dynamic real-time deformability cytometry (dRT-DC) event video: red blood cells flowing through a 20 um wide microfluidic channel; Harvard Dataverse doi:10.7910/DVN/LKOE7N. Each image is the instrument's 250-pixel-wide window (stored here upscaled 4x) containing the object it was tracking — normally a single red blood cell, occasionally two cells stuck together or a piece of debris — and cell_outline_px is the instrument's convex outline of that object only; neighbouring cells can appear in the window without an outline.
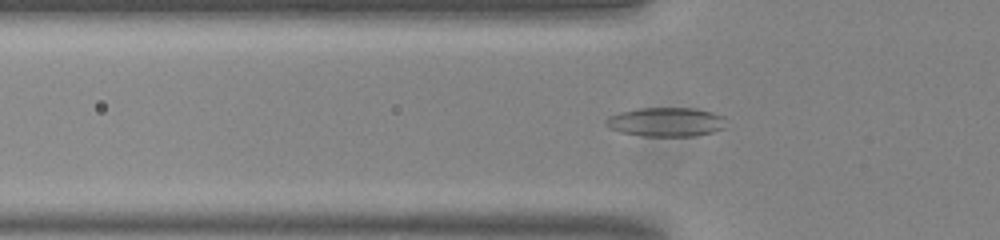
{"species": "common noctule bat (a hibernating species)", "species_latin": "Nyctalus noctula", "temperature_condition": "room temperature", "stored_images_in_passage": 53, "camera_frame_rate_fps": 3000, "um_per_image_px": 0.085, "animal": {"sex": "male", "body_mass_g": 20.0, "forearm_length_mm": 53.3}, "frame": {"image": 1, "passage_image": 17, "time_ms": 5.333, "image_size_px": [1000, 240], "cell_outline_px": [[724, 128], [712, 132], [696, 136], [644, 136], [620, 132], [604, 124], [604, 120], [608, 116], [620, 112], [636, 108], [696, 108], [712, 112], [724, 116]], "centroid_in_image_um": [56.59, 10.36], "position_along_channel_um": 69.2, "area_um2": 20.46}}
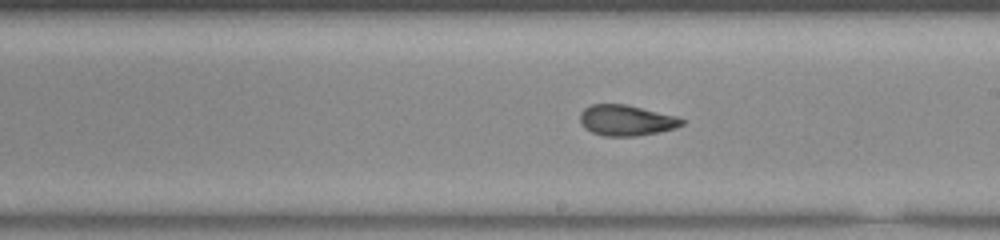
{"frame": {"image": 2, "passage_image": 30, "time_ms": 9.667, "image_size_px": [1000, 240], "cell_outline_px": [[684, 124], [676, 128], [636, 136], [604, 136], [592, 132], [584, 128], [580, 124], [580, 112], [584, 108], [592, 104], [624, 104], [676, 116], [684, 120]], "centroid_in_image_um": [53.19, 10.23], "position_along_channel_um": 235.8, "area_um2": 18.15}}
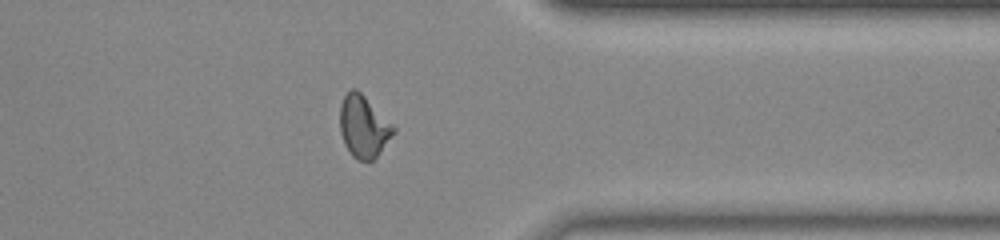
{"frame": {"image": 3, "passage_image": 42, "time_ms": 13.667, "image_size_px": [1000, 240], "cell_outline_px": [[396, 132], [380, 152], [372, 160], [356, 160], [352, 156], [344, 144], [340, 132], [340, 104], [344, 96], [352, 88], [356, 88], [396, 128]], "centroid_in_image_um": [30.89, 10.77], "position_along_channel_um": 380.5, "area_um2": 19.19}, "authors_computed_cell_mechanics": {"area_um2": 18.9006, "velocity_mm_per_s": 3.8423, "shape_relaxation_time_tau1_ms": null, "shape_relaxation_time_tau2_ms": 1.5071, "deformation_change_tau1": null, "deformation_change_tau2": 0.0751}}